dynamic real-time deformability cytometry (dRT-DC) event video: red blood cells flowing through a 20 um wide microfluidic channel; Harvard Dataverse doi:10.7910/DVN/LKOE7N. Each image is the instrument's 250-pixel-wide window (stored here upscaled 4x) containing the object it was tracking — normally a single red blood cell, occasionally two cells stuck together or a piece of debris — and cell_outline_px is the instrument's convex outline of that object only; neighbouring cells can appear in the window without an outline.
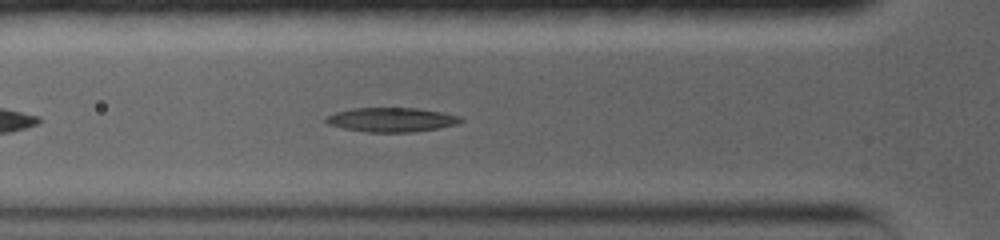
{"species": "common noctule bat (a hibernating species)", "species_latin": "Nyctalus noctula", "temperature_condition": "warm", "stored_images_in_passage": 32, "camera_frame_rate_fps": 5000, "um_per_image_px": 0.085, "animal": {"sex": "female", "body_mass_g": 19.0, "forearm_length_mm": 56.7}, "frame": {"image": 1, "passage_image": 7, "time_ms": 2.6, "image_size_px": [1000, 240], "cell_outline_px": [[464, 120], [456, 124], [440, 128], [412, 132], [368, 132], [344, 128], [328, 124], [324, 120], [328, 116], [336, 112], [352, 108], [416, 108], [444, 112], [460, 116]], "centroid_in_image_um": [33.31, 10.17], "position_along_channel_um": 92.5, "area_um2": 19.02}}
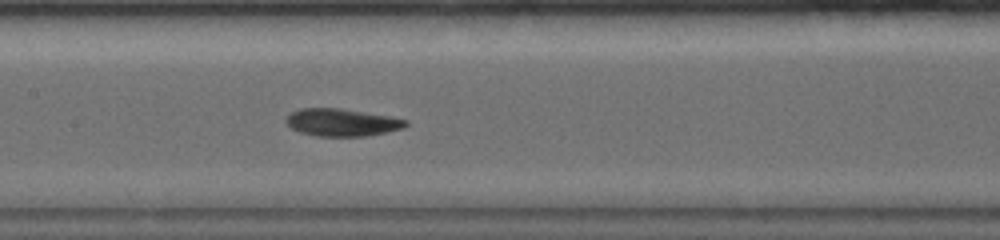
{"frame": {"image": 2, "passage_image": 13, "time_ms": 5.0, "image_size_px": [1000, 240], "cell_outline_px": [[408, 124], [404, 128], [388, 132], [368, 136], [316, 136], [300, 132], [292, 128], [284, 120], [292, 112], [300, 108], [340, 108], [392, 116], [408, 120]], "centroid_in_image_um": [29.11, 10.4], "position_along_channel_um": 178.3, "area_um2": 19.31}}
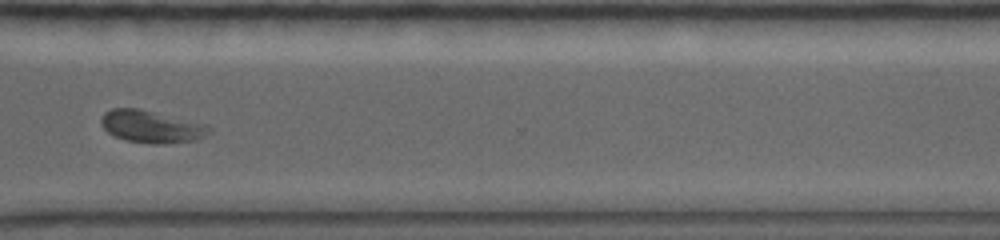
{"frame": {"image": 3, "passage_image": 24, "time_ms": 10.0, "image_size_px": [1000, 240], "cell_outline_px": [[212, 132], [208, 136], [196, 140], [156, 144], [124, 140], [108, 132], [104, 128], [100, 120], [104, 112], [112, 108], [140, 108], [208, 124], [212, 128]], "centroid_in_image_um": [12.93, 10.75], "position_along_channel_um": 357.7, "area_um2": 20.58}, "authors_computed_cell_mechanics": {"area_um2": 19.4497, "velocity_mm_per_s": 3.5792, "shape_relaxation_time_tau1_ms": 4.9873, "shape_relaxation_time_tau2_ms": 4.1501, "deformation_change_tau1": 0.1668, "deformation_change_tau2": 0.0786}}